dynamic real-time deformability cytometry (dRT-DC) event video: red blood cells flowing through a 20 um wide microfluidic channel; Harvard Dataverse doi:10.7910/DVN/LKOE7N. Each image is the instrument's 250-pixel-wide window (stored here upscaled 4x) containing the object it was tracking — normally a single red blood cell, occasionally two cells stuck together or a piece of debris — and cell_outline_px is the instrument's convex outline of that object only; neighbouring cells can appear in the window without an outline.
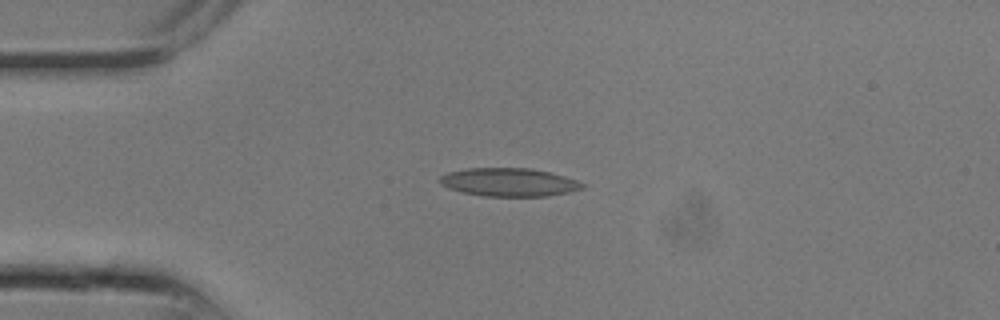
{"species": "common noctule bat (a hibernating species)", "species_latin": "Nyctalus noctula", "temperature_condition": "room temperature", "stored_images_in_passage": 24, "camera_frame_rate_fps": 3000, "um_per_image_px": 0.085, "animal": {"sex": "male", "body_mass_g": 13.3}, "frame": {"image": 1, "passage_image": 5, "time_ms": 1.333, "image_size_px": [1000, 320], "cell_outline_px": [[588, 184], [584, 188], [568, 192], [548, 196], [484, 196], [464, 192], [448, 188], [440, 184], [436, 180], [440, 176], [448, 172], [468, 168], [532, 168], [564, 176]], "centroid_in_image_um": [43.26, 15.48], "position_along_channel_um": 41.7, "area_um2": 23.58}}
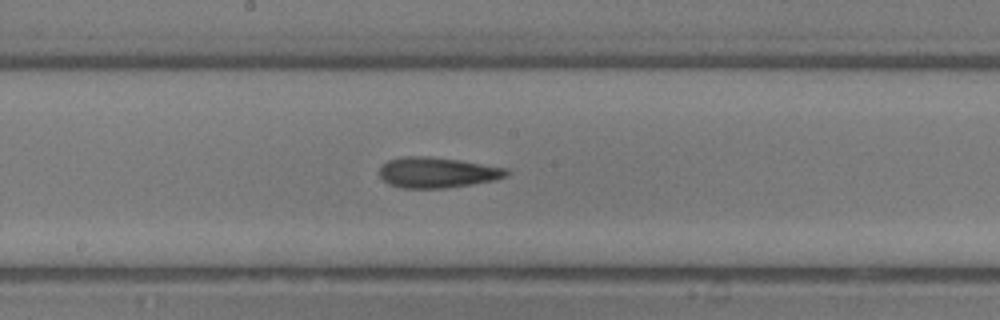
{"frame": {"image": 2, "passage_image": 12, "time_ms": 3.667, "image_size_px": [1000, 320], "cell_outline_px": [[512, 172], [508, 176], [496, 180], [472, 184], [444, 188], [400, 188], [388, 184], [380, 176], [380, 168], [388, 160], [404, 156], [432, 156], [460, 160], [508, 168]], "centroid_in_image_um": [37.21, 14.66], "position_along_channel_um": 211.0, "area_um2": 22.89}}
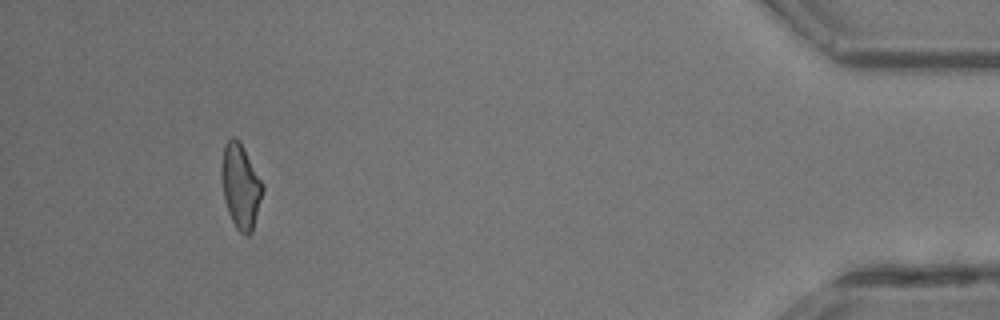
{"frame": {"image": 3, "passage_image": 22, "time_ms": 7.0, "image_size_px": [1000, 320], "cell_outline_px": [[264, 192], [252, 232], [248, 236], [244, 236], [236, 228], [228, 212], [224, 200], [224, 144], [232, 136], [236, 136], [240, 140], [264, 184]], "centroid_in_image_um": [20.52, 15.86], "position_along_channel_um": 414.7, "area_um2": 19.94}}